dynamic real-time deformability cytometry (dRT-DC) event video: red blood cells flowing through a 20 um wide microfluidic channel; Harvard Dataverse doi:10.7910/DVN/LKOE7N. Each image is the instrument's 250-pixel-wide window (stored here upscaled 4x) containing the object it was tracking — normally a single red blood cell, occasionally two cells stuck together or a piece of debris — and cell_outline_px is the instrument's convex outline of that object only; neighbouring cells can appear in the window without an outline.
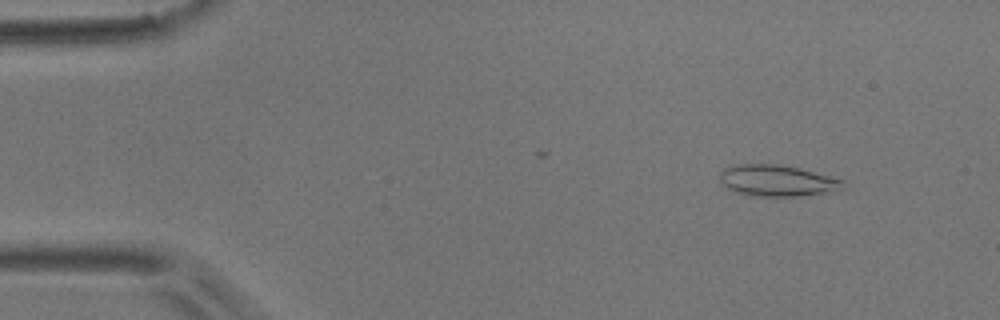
{"species": "common noctule bat (a hibernating species)", "species_latin": "Nyctalus noctula", "temperature_condition": "room temperature", "stored_images_in_passage": 43, "camera_frame_rate_fps": 3000, "um_per_image_px": 0.085, "animal": {"sex": "male", "body_mass_g": 17.9}, "frame": {"image": 1, "passage_image": 6, "time_ms": 1.667, "image_size_px": [1000, 320], "cell_outline_px": [[848, 188], [824, 192], [796, 196], [752, 196], [732, 192], [720, 180], [720, 172], [724, 168], [736, 164], [780, 164], [800, 168], [832, 176], [844, 180]], "centroid_in_image_um": [66.07, 15.35], "position_along_channel_um": 18.9, "area_um2": 22.72}}
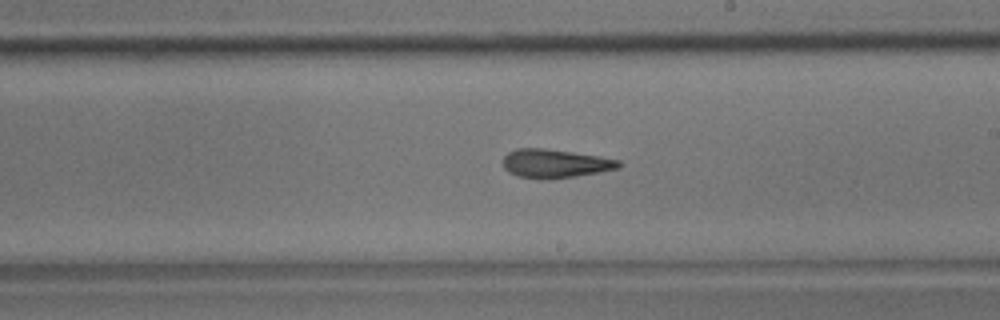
{"frame": {"image": 2, "passage_image": 30, "time_ms": 9.667, "image_size_px": [1000, 320], "cell_outline_px": [[624, 164], [620, 168], [600, 172], [576, 176], [548, 180], [540, 180], [516, 176], [508, 172], [504, 168], [500, 160], [508, 152], [516, 148], [544, 148], [600, 156], [620, 160]], "centroid_in_image_um": [47.16, 13.91], "position_along_channel_um": 241.8, "area_um2": 19.88}}
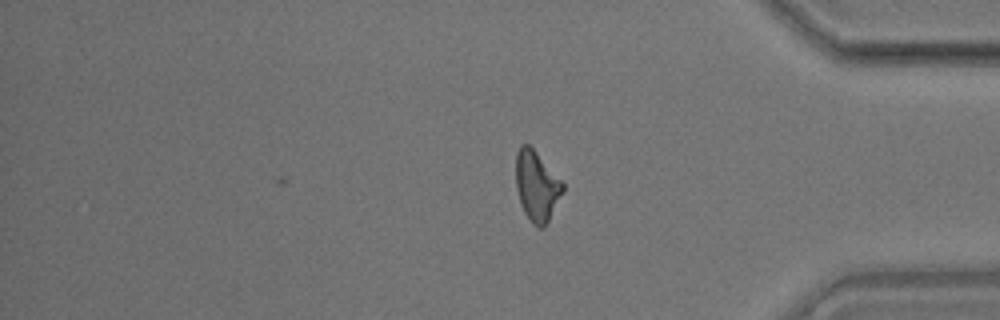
{"frame": {"image": 3, "passage_image": 43, "time_ms": 14.0, "image_size_px": [1000, 320], "cell_outline_px": [[564, 192], [544, 228], [540, 228], [532, 224], [528, 220], [520, 204], [516, 188], [516, 152], [520, 144], [528, 144], [536, 152], [564, 184]], "centroid_in_image_um": [45.61, 15.84], "position_along_channel_um": 389.6, "area_um2": 19.19}, "authors_computed_cell_mechanics": {"area_um2": 19.8832, "velocity_mm_per_s": 3.8716, "shape_relaxation_time_tau1_ms": 10.7187, "shape_relaxation_time_tau2_ms": 4.9594, "deformation_change_tau1": 0.2611, "deformation_change_tau2": 0.1668}}